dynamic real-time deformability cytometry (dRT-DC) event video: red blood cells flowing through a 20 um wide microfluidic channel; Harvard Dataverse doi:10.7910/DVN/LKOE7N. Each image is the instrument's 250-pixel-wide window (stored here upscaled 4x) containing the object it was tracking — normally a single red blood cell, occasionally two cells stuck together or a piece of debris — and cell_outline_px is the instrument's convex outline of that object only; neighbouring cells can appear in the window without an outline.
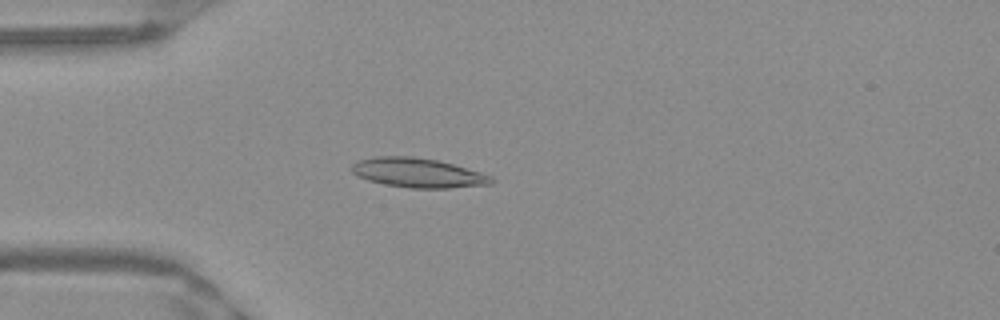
{"species": "Egyptian fruit bat (a non-hibernating species)", "species_latin": "Rousettus aegyptiacus", "temperature_condition": "warm", "stored_images_in_passage": 43, "camera_frame_rate_fps": 3000, "um_per_image_px": 0.085, "frame": {"image": 1, "passage_image": 6, "time_ms": 1.667, "image_size_px": [1000, 320], "cell_outline_px": [[492, 184], [452, 188], [412, 188], [384, 184], [368, 180], [356, 176], [352, 172], [352, 164], [356, 160], [376, 156], [412, 156], [436, 160], [452, 164], [480, 172], [492, 176]], "centroid_in_image_um": [35.48, 14.69], "position_along_channel_um": 49.5, "area_um2": 23.93}}
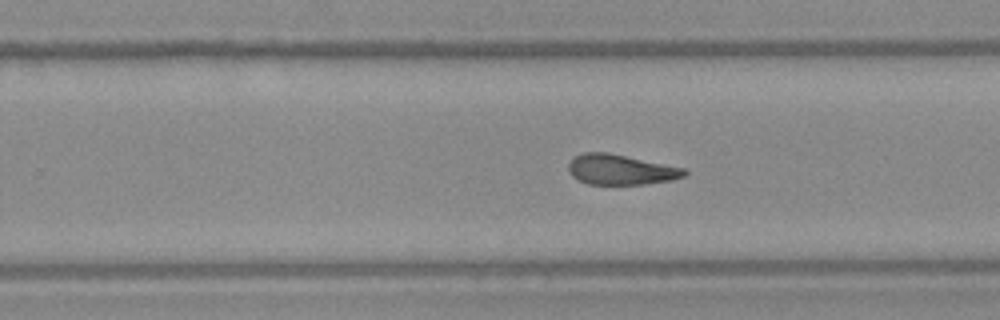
{"frame": {"image": 2, "passage_image": 24, "time_ms": 7.667, "image_size_px": [1000, 320], "cell_outline_px": [[688, 172], [684, 176], [672, 180], [644, 184], [588, 184], [572, 176], [568, 172], [568, 164], [572, 156], [584, 152], [608, 152], [684, 168]], "centroid_in_image_um": [52.72, 14.41], "position_along_channel_um": 277.1, "area_um2": 20.46}}
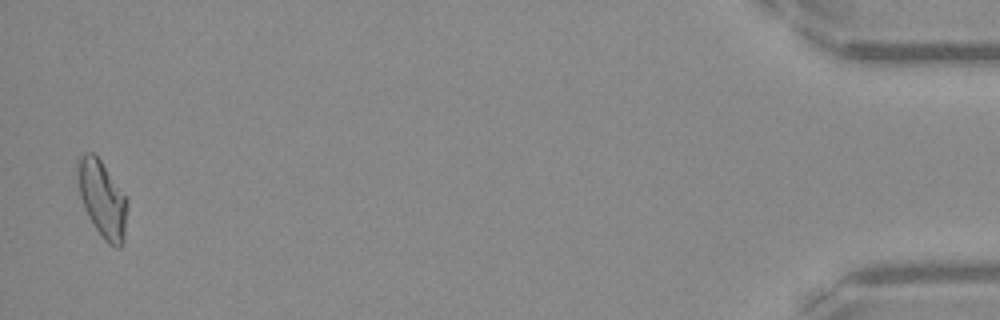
{"frame": {"image": 3, "passage_image": 42, "time_ms": 13.667, "image_size_px": [1000, 320], "cell_outline_px": [[128, 204], [124, 240], [120, 248], [116, 248], [108, 244], [104, 240], [88, 216], [84, 208], [80, 196], [76, 168], [76, 160], [84, 152], [92, 152], [100, 160], [128, 200]], "centroid_in_image_um": [8.69, 16.92], "position_along_channel_um": 426.5, "area_um2": 22.2}, "authors_computed_cell_mechanics": {"area_um2": 21.5016, "velocity_mm_per_s": 3.9796, "shape_relaxation_time_tau1_ms": null, "shape_relaxation_time_tau2_ms": 3.659, "deformation_change_tau1": null, "deformation_change_tau2": 0.1121}}